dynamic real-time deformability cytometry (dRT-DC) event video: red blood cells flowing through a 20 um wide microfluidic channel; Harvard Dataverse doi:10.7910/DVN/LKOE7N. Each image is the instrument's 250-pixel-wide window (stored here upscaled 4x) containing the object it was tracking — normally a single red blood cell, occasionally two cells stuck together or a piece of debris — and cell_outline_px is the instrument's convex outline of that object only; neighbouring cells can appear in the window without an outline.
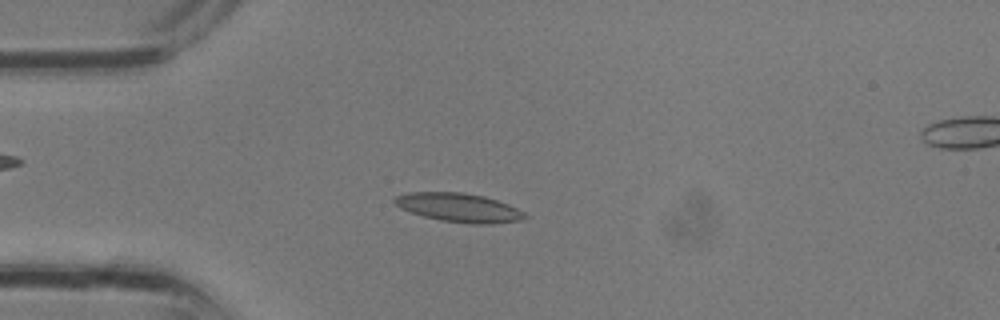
{"species": "common noctule bat (a hibernating species)", "species_latin": "Nyctalus noctula", "temperature_condition": "room temperature", "stored_images_in_passage": 3, "camera_frame_rate_fps": 3000, "um_per_image_px": 0.085, "animal": {"sex": "male", "body_mass_g": 13.3}, "frame": {"image": 1, "passage_image": 3, "time_ms": 0.667, "image_size_px": [1000, 320], "cell_outline_px": [[528, 216], [520, 220], [492, 224], [472, 224], [440, 220], [424, 216], [400, 208], [392, 200], [396, 196], [408, 192], [460, 192], [484, 196], [508, 204], [524, 212]], "centroid_in_image_um": [39.0, 17.64], "position_along_channel_um": 46.0, "area_um2": 21.73}}